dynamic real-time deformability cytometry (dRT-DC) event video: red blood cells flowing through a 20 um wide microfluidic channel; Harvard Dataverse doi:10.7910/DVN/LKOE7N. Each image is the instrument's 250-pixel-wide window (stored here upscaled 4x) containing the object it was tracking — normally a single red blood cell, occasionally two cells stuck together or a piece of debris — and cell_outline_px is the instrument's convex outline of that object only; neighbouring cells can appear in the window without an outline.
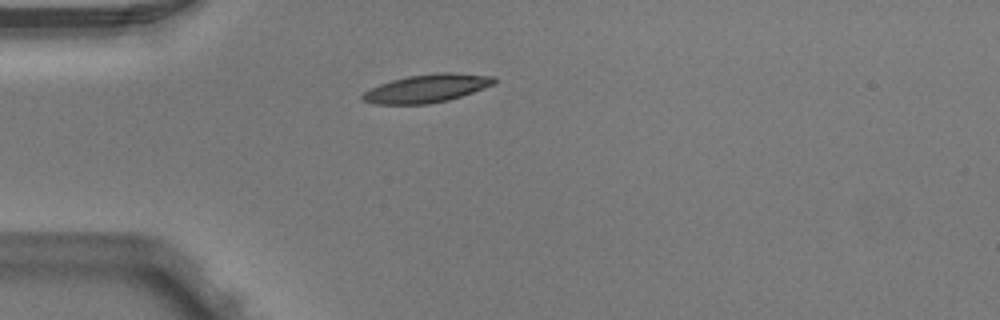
{"species": "Egyptian fruit bat (a non-hibernating species)", "species_latin": "Rousettus aegyptiacus", "temperature_condition": "warm", "stored_images_in_passage": 1, "camera_frame_rate_fps": 3000, "um_per_image_px": 0.085, "animal": {"sex": "male"}, "frame": {"image": 1, "passage_image": 1, "time_ms": 0.0, "image_size_px": [1000, 320], "cell_outline_px": [[496, 84], [448, 100], [428, 104], [376, 104], [360, 100], [360, 96], [364, 92], [380, 84], [392, 80], [408, 76], [436, 72], [456, 72], [496, 76]], "centroid_in_image_um": [36.31, 7.5], "position_along_channel_um": 48.7, "area_um2": 21.73}}